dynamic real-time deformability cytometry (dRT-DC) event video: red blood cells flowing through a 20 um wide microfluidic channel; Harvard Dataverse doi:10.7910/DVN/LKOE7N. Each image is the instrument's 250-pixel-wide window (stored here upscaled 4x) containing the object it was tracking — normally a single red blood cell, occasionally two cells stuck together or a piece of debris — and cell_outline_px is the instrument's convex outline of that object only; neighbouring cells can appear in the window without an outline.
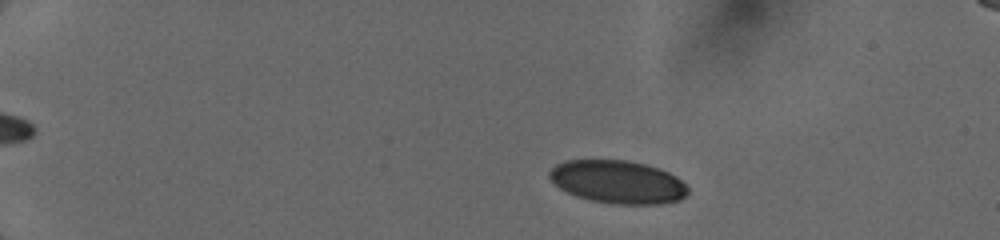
{"species": "human", "species_latin": "Homo sapiens", "temperature_condition": "cold", "stored_images_in_passage": 43, "camera_frame_rate_fps": 3000, "um_per_image_px": 0.085, "donor": {"sex": "female"}, "frame": {"image": 1, "passage_image": 7, "time_ms": 2.333, "image_size_px": [1000, 240], "cell_outline_px": [[688, 196], [680, 200], [664, 204], [612, 204], [592, 200], [576, 196], [560, 188], [548, 176], [548, 172], [556, 164], [564, 160], [624, 160], [644, 164], [660, 168], [676, 176], [688, 188]], "centroid_in_image_um": [52.53, 15.47], "position_along_channel_um": 32.5, "area_um2": 34.8}}
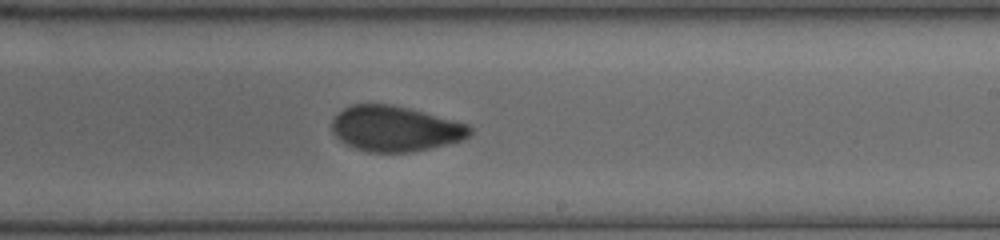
{"frame": {"image": 2, "passage_image": 28, "time_ms": 10.0, "image_size_px": [1000, 240], "cell_outline_px": [[472, 132], [464, 140], [448, 144], [412, 152], [368, 152], [352, 148], [344, 144], [332, 132], [332, 120], [344, 108], [352, 104], [392, 104], [424, 112], [468, 124], [472, 128]], "centroid_in_image_um": [33.58, 10.95], "position_along_channel_um": 255.4, "area_um2": 36.65}}
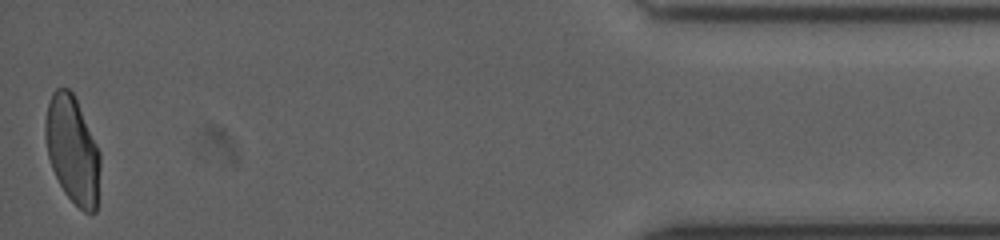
{"frame": {"image": 3, "passage_image": 43, "time_ms": 15.667, "image_size_px": [1000, 240], "cell_outline_px": [[100, 168], [96, 212], [84, 212], [64, 192], [52, 168], [48, 156], [44, 132], [44, 124], [48, 104], [52, 92], [56, 88], [68, 88], [72, 92], [76, 100], [100, 152]], "centroid_in_image_um": [6.15, 12.73], "position_along_channel_um": 429.0, "area_um2": 33.93}}